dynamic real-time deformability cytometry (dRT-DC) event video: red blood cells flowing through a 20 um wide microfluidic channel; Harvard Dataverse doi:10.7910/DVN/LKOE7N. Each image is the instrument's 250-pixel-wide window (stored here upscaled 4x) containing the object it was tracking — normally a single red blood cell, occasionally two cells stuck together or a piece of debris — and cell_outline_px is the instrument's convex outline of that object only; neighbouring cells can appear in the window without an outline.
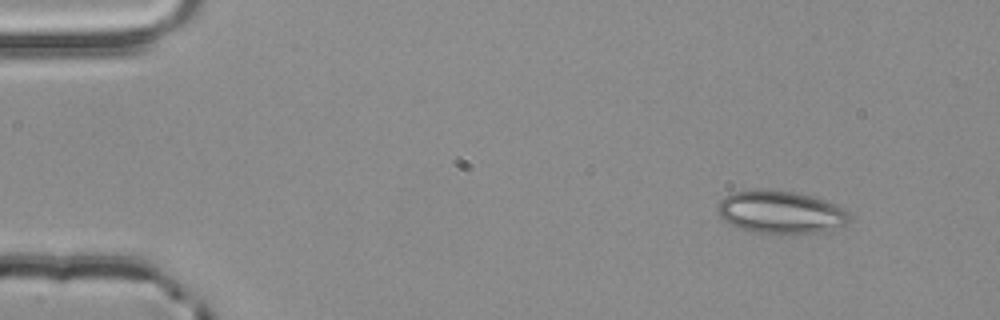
{"species": "common noctule bat (a hibernating species)", "species_latin": "Nyctalus noctula", "temperature_condition": "room temperature", "stored_images_in_passage": 3, "camera_frame_rate_fps": 3000, "um_per_image_px": 0.085, "animal": {"sex": "male", "body_mass_g": 20.4}, "frame": {"image": 1, "passage_image": 1, "time_ms": 0.0, "image_size_px": [1000, 320], "cell_outline_px": [[848, 224], [824, 232], [792, 236], [752, 232], [740, 228], [724, 220], [720, 216], [716, 208], [720, 200], [724, 196], [732, 192], [792, 192], [812, 196], [836, 204], [844, 208], [848, 212]], "centroid_in_image_um": [66.4, 18.11], "position_along_channel_um": 18.6, "area_um2": 32.77}}